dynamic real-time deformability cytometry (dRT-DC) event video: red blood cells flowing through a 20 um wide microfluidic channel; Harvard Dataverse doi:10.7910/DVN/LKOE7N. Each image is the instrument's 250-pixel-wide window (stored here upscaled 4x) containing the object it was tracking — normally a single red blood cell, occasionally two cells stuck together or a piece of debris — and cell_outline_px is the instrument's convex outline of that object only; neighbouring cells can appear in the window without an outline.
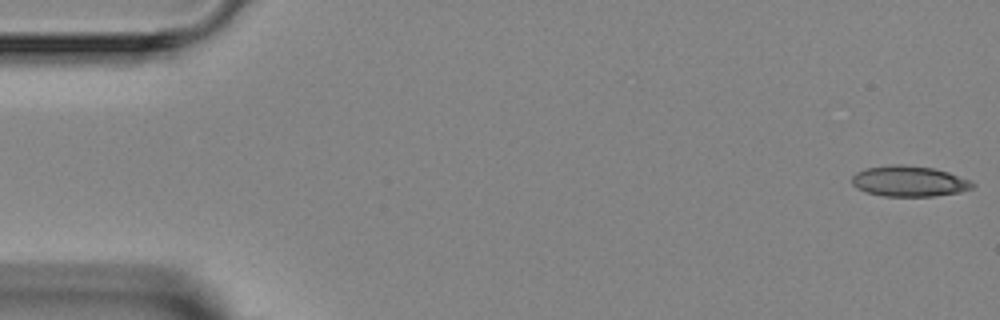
{"species": "Egyptian fruit bat (a non-hibernating species)", "species_latin": "Rousettus aegyptiacus", "temperature_condition": "room temperature", "stored_images_in_passage": 5, "camera_frame_rate_fps": 3000, "um_per_image_px": 0.085, "animal": {"sex": "female"}, "frame": {"image": 1, "passage_image": 1, "time_ms": 0.0, "image_size_px": [1000, 320], "cell_outline_px": [[976, 184], [972, 188], [960, 192], [936, 196], [884, 196], [868, 192], [856, 188], [852, 184], [852, 176], [856, 172], [868, 168], [892, 164], [900, 164], [932, 168], [948, 172], [972, 180]], "centroid_in_image_um": [77.31, 15.4], "position_along_channel_um": 7.7, "area_um2": 21.56}}
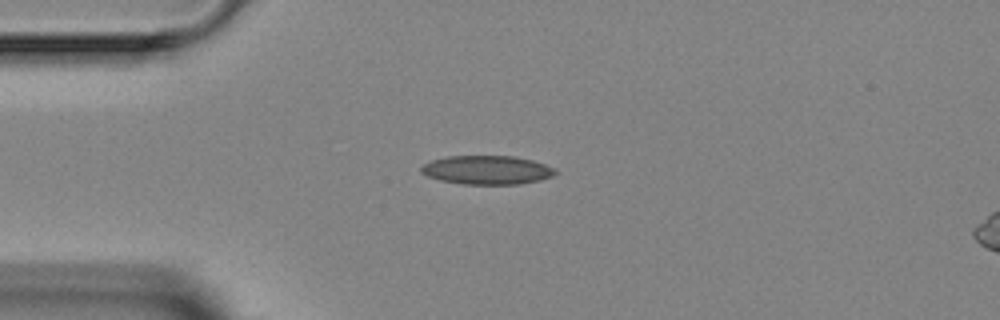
{"frame": {"image": 2, "passage_image": 4, "time_ms": 3.667, "image_size_px": [1000, 320], "cell_outline_px": [[556, 172], [552, 176], [540, 180], [520, 184], [464, 184], [440, 180], [428, 176], [420, 172], [420, 168], [424, 164], [432, 160], [448, 156], [516, 156], [532, 160], [544, 164], [552, 168]], "centroid_in_image_um": [41.37, 14.45], "position_along_channel_um": 43.6, "area_um2": 22.37}}